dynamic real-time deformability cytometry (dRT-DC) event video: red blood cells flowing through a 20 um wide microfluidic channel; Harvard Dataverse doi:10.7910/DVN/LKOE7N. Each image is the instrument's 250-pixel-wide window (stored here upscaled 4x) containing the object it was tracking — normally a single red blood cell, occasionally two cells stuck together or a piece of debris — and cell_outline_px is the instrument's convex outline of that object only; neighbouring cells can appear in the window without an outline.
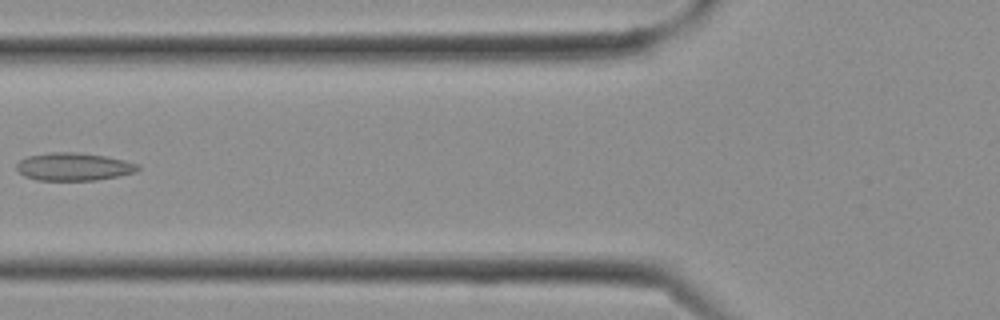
{"species": "Egyptian fruit bat (a non-hibernating species)", "species_latin": "Rousettus aegyptiacus", "temperature_condition": "cold", "stored_images_in_passage": 14, "camera_frame_rate_fps": 3000, "um_per_image_px": 0.085, "frame": {"image": 1, "passage_image": 8, "time_ms": 2.333, "image_size_px": [1000, 320], "cell_outline_px": [[140, 168], [136, 172], [120, 176], [96, 180], [36, 180], [24, 176], [16, 168], [16, 164], [20, 160], [28, 156], [48, 152], [76, 152], [104, 156], [124, 160], [140, 164]], "centroid_in_image_um": [6.28, 14.17], "position_along_channel_um": 119.5, "area_um2": 19.77}}
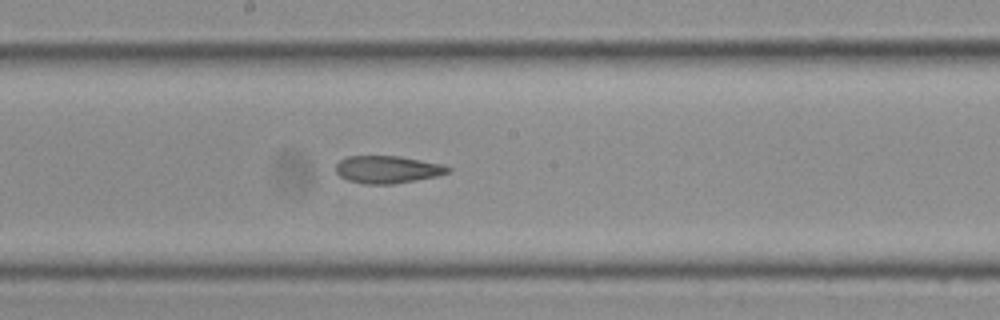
{"frame": {"image": 2, "passage_image": 12, "time_ms": 3.667, "image_size_px": [1000, 320], "cell_outline_px": [[452, 168], [448, 172], [436, 176], [416, 180], [392, 184], [364, 184], [348, 180], [340, 176], [336, 172], [336, 164], [340, 160], [348, 156], [400, 156], [444, 164]], "centroid_in_image_um": [32.94, 14.4], "position_along_channel_um": 215.3, "area_um2": 17.98}}
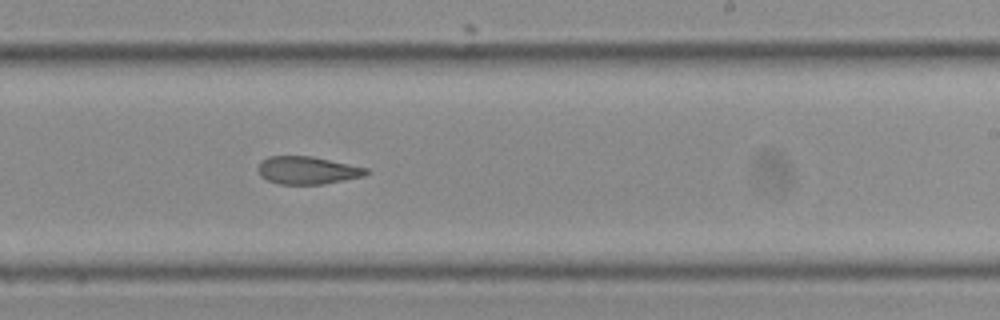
{"frame": {"image": 3, "passage_image": 14, "time_ms": 4.333, "image_size_px": [1000, 320], "cell_outline_px": [[372, 172], [364, 176], [324, 184], [276, 184], [260, 176], [256, 168], [260, 160], [268, 156], [312, 156], [368, 168]], "centroid_in_image_um": [26.11, 14.47], "position_along_channel_um": 262.9, "area_um2": 17.74}}